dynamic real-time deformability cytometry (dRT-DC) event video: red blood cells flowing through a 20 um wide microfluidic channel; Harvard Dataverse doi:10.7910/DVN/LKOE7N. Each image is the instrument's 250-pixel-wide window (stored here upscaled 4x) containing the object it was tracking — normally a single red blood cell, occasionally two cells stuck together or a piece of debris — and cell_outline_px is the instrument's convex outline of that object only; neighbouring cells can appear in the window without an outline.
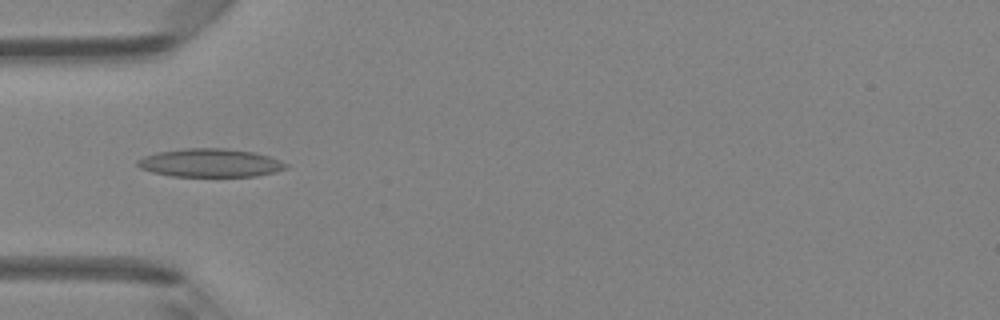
{"species": "Egyptian fruit bat (a non-hibernating species)", "species_latin": "Rousettus aegyptiacus", "temperature_condition": "room temperature", "stored_images_in_passage": 5, "camera_frame_rate_fps": 3000, "um_per_image_px": 0.085, "animal": {"sex": "female"}, "frame": {"image": 1, "passage_image": 5, "time_ms": 1.333, "image_size_px": [1000, 320], "cell_outline_px": [[288, 168], [276, 172], [256, 176], [172, 176], [152, 172], [140, 168], [136, 164], [136, 160], [144, 156], [156, 152], [184, 148], [224, 148], [252, 152], [268, 156], [280, 160], [288, 164]], "centroid_in_image_um": [17.86, 13.84], "position_along_channel_um": 67.1, "area_um2": 24.57}}